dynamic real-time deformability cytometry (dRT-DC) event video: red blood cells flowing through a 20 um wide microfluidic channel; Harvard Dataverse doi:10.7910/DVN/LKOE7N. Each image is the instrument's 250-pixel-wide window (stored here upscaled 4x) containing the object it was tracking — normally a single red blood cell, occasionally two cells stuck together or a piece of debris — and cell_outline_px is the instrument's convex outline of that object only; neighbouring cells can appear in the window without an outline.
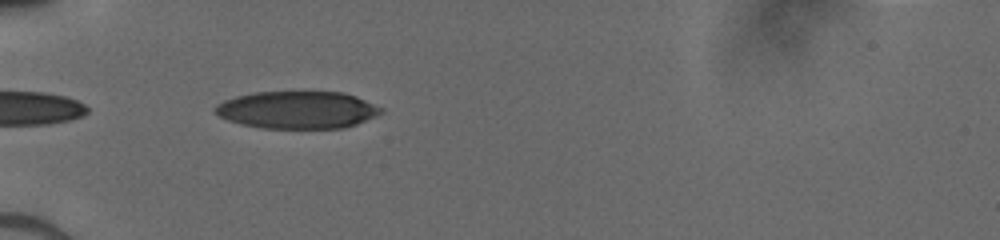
{"species": "human", "species_latin": "Homo sapiens", "temperature_condition": "cold", "stored_images_in_passage": 34, "camera_frame_rate_fps": 3000, "um_per_image_px": 0.085, "donor": {"sex": "male"}, "frame": {"image": 1, "passage_image": 1, "time_ms": 0.0, "image_size_px": [1000, 240], "cell_outline_px": [[384, 112], [356, 124], [344, 128], [264, 128], [244, 124], [228, 120], [212, 112], [212, 108], [216, 104], [224, 100], [236, 96], [256, 92], [344, 92], [356, 96], [384, 108]], "centroid_in_image_um": [25.27, 9.33], "position_along_channel_um": 59.7, "area_um2": 36.18}}
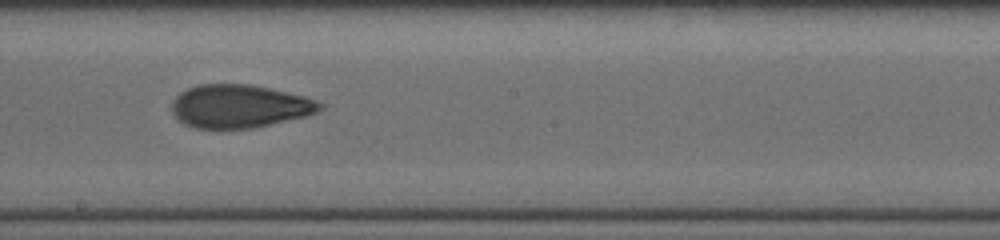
{"frame": {"image": 2, "passage_image": 14, "time_ms": 4.333, "image_size_px": [1000, 240], "cell_outline_px": [[324, 108], [320, 112], [304, 116], [252, 128], [196, 128], [184, 124], [172, 112], [172, 100], [180, 92], [188, 88], [200, 84], [248, 84], [268, 88], [304, 96], [316, 100], [324, 104]], "centroid_in_image_um": [20.36, 9.02], "position_along_channel_um": 227.8, "area_um2": 37.05}}
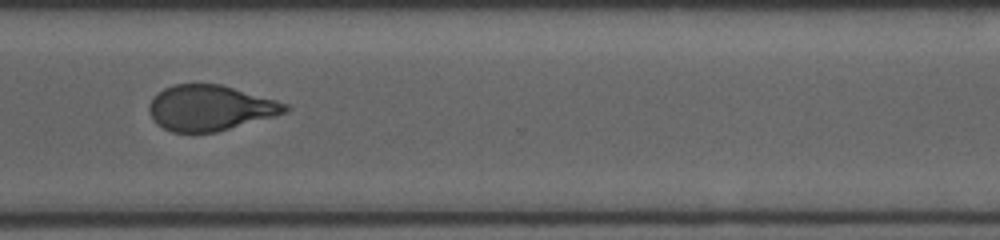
{"frame": {"image": 3, "passage_image": 23, "time_ms": 7.333, "image_size_px": [1000, 240], "cell_outline_px": [[292, 108], [284, 112], [272, 116], [216, 132], [172, 132], [156, 124], [152, 120], [148, 112], [148, 104], [164, 88], [172, 84], [220, 84], [276, 100], [288, 104]], "centroid_in_image_um": [17.82, 9.17], "position_along_channel_um": 352.8, "area_um2": 35.72}}